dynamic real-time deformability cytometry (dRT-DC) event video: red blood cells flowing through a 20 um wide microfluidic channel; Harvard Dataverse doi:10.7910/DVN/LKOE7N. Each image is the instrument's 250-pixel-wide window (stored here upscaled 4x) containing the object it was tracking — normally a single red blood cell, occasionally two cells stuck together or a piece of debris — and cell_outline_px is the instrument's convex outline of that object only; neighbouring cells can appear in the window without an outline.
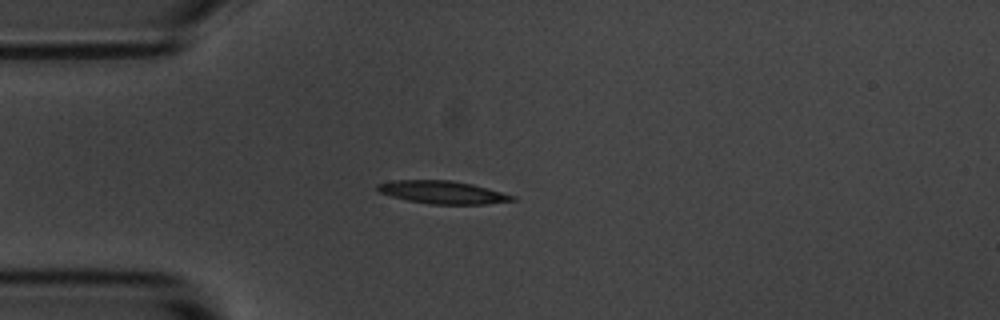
{"species": "common noctule bat (a hibernating species)", "species_latin": "Nyctalus noctula", "temperature_condition": "room temperature", "stored_images_in_passage": 3, "camera_frame_rate_fps": 3000, "um_per_image_px": 0.085, "animal": {"sex": "male", "body_mass_g": 20.1, "forearm_length_mm": 53.5}, "frame": {"image": 1, "passage_image": 3, "time_ms": 2.333, "image_size_px": [1000, 320], "cell_outline_px": [[516, 200], [488, 204], [432, 204], [408, 200], [392, 196], [380, 192], [376, 188], [376, 184], [392, 180], [452, 180], [472, 184], [516, 196]], "centroid_in_image_um": [37.63, 16.34], "position_along_channel_um": 47.4, "area_um2": 17.86}}